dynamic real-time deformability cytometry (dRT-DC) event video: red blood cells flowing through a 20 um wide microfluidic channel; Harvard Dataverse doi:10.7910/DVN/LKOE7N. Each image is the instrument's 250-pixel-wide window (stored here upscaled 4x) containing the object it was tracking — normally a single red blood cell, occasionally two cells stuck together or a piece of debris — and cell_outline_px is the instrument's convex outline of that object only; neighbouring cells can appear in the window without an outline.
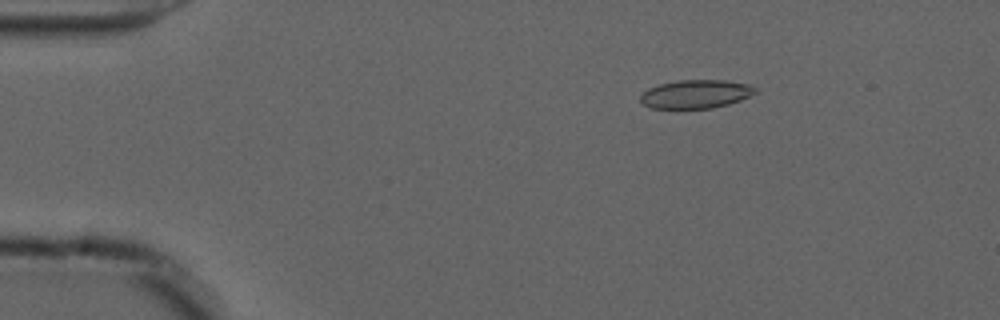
{"species": "common noctule bat (a hibernating species)", "species_latin": "Nyctalus noctula", "temperature_condition": "cold", "stored_images_in_passage": 55, "camera_frame_rate_fps": 3000, "um_per_image_px": 0.085, "animal": {"sex": "male", "forearm_length_mm": 52.5}, "frame": {"image": 1, "passage_image": 9, "time_ms": 2.667, "image_size_px": [1000, 320], "cell_outline_px": [[756, 92], [740, 100], [728, 104], [712, 108], [652, 108], [644, 104], [640, 100], [640, 96], [648, 88], [660, 84], [676, 80], [724, 80], [748, 84], [756, 88]], "centroid_in_image_um": [59.13, 7.99], "position_along_channel_um": 25.9, "area_um2": 18.9}}
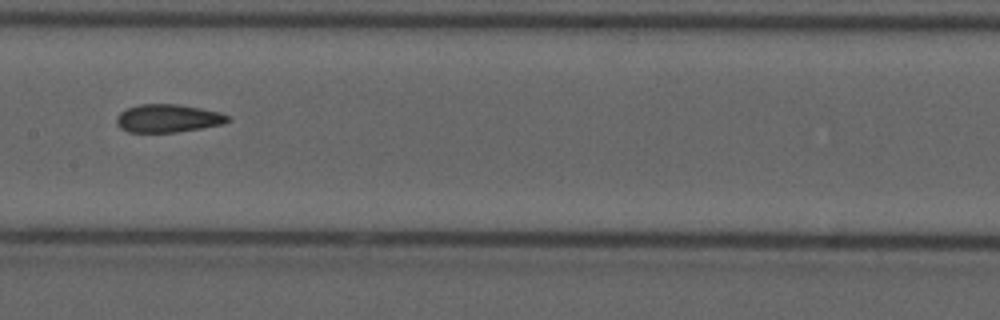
{"frame": {"image": 2, "passage_image": 28, "time_ms": 9.0, "image_size_px": [1000, 320], "cell_outline_px": [[232, 120], [224, 124], [176, 132], [128, 132], [120, 128], [116, 124], [116, 116], [120, 112], [128, 108], [140, 104], [176, 104], [200, 108], [220, 112], [228, 116]], "centroid_in_image_um": [14.27, 10.06], "position_along_channel_um": 193.1, "area_um2": 18.21}}
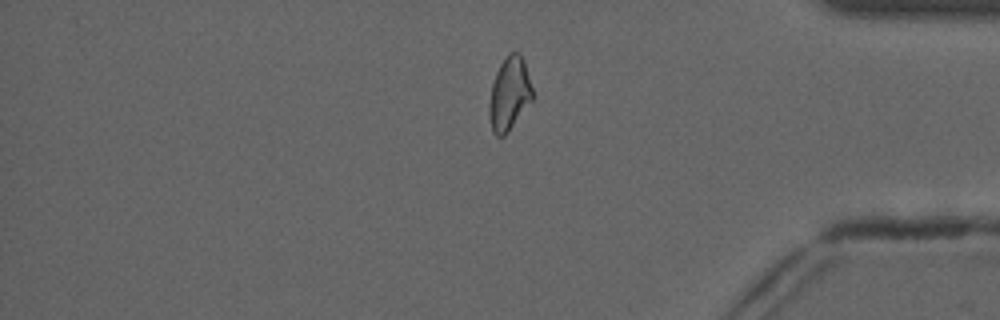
{"frame": {"image": 3, "passage_image": 46, "time_ms": 15.0, "image_size_px": [1000, 320], "cell_outline_px": [[532, 100], [508, 132], [504, 136], [496, 136], [492, 132], [488, 112], [488, 104], [492, 84], [496, 72], [500, 64], [508, 52], [520, 52], [524, 60], [532, 88]], "centroid_in_image_um": [43.27, 7.97], "position_along_channel_um": 391.9, "area_um2": 18.55}, "authors_computed_cell_mechanics": {"area_um2": 18.9584, "velocity_mm_per_s": 3.7168, "shape_relaxation_time_tau1_ms": null, "shape_relaxation_time_tau2_ms": 2.2946, "deformation_change_tau1": null, "deformation_change_tau2": 0.0722}}